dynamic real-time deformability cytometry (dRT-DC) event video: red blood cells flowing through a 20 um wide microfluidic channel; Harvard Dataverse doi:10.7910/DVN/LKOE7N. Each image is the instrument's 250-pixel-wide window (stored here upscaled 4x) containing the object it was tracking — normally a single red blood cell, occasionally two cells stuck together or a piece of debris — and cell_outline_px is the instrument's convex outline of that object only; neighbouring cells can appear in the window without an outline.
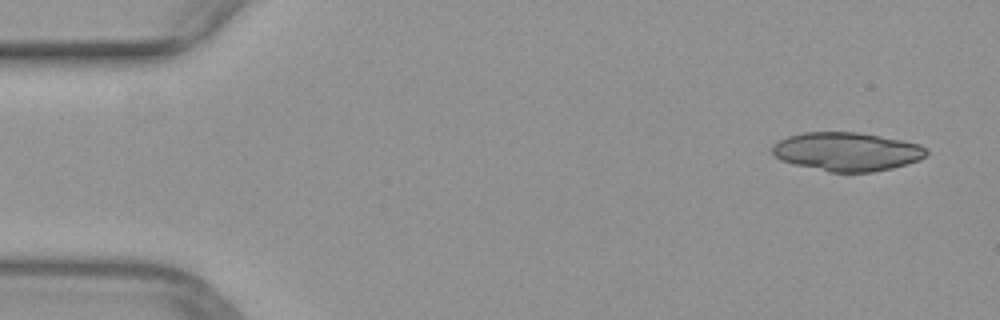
{"species": "common noctule bat (a hibernating species)", "species_latin": "Nyctalus noctula", "temperature_condition": "warm", "stored_images_in_passage": 48, "segment_of_instrument_passage": [1, 2], "camera_frame_rate_fps": 3000, "um_per_image_px": 0.085, "animal": {"sex": "female", "body_mass_g": 29.2, "forearm_length_mm": 56.3}, "frame": {"image": 1, "passage_image": 1, "time_ms": 0.0, "image_size_px": [1000, 320], "cell_outline_px": [[928, 152], [920, 160], [908, 164], [892, 168], [872, 172], [828, 172], [780, 160], [772, 152], [772, 144], [788, 136], [804, 132], [860, 132], [920, 144], [928, 148]], "centroid_in_image_um": [72.01, 12.88], "position_along_channel_um": 13.0, "area_um2": 34.74}}